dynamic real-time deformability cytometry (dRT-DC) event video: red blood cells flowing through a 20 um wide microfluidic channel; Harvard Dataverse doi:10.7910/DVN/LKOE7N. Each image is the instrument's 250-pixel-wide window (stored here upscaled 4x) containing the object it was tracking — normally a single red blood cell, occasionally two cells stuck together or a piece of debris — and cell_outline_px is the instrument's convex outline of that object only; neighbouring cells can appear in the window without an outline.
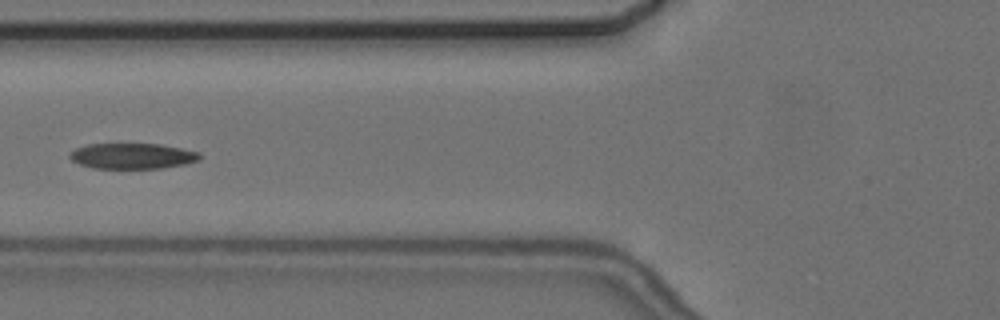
{"species": "common noctule bat (a hibernating species)", "species_latin": "Nyctalus noctula", "temperature_condition": "cold", "stored_images_in_passage": 5, "camera_frame_rate_fps": 3000, "um_per_image_px": 0.085, "animal": {"sex": "female", "body_mass_g": 24.6, "forearm_length_mm": 56.2}, "frame": {"image": 1, "passage_image": 5, "time_ms": 6.333, "image_size_px": [1000, 320], "cell_outline_px": [[200, 160], [188, 164], [164, 168], [92, 168], [80, 164], [72, 160], [68, 156], [68, 152], [76, 148], [88, 144], [160, 144], [200, 152]], "centroid_in_image_um": [11.26, 13.26], "position_along_channel_um": 114.5, "area_um2": 19.54}}